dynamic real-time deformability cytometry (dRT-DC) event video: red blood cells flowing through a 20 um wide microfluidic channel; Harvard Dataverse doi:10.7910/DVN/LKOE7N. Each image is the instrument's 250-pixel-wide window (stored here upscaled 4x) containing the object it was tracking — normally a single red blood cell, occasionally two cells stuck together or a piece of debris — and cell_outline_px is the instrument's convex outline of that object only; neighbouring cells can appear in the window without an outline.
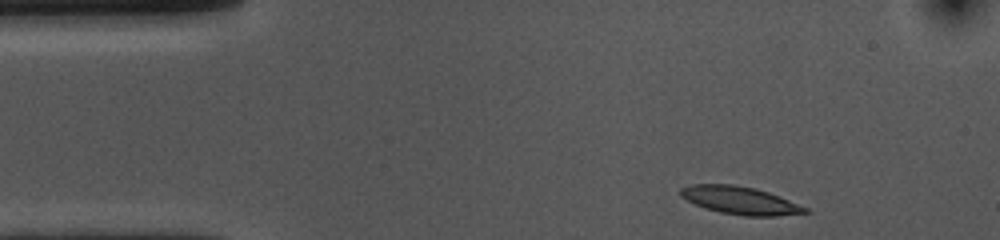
{"species": "common noctule bat (a hibernating species)", "species_latin": "Nyctalus noctula", "temperature_condition": "cold", "stored_images_in_passage": 38, "camera_frame_rate_fps": 3000, "um_per_image_px": 0.085, "animal": {"sex": "female", "body_mass_g": 10.0, "forearm_length_mm": 53.1}, "frame": {"image": 1, "passage_image": 1, "time_ms": 0.0, "image_size_px": [1000, 240], "cell_outline_px": [[808, 212], [776, 216], [744, 216], [720, 212], [704, 208], [680, 196], [680, 188], [688, 184], [732, 184], [756, 188], [768, 192], [808, 208]], "centroid_in_image_um": [62.86, 17.02], "position_along_channel_um": 22.1, "area_um2": 20.06}}
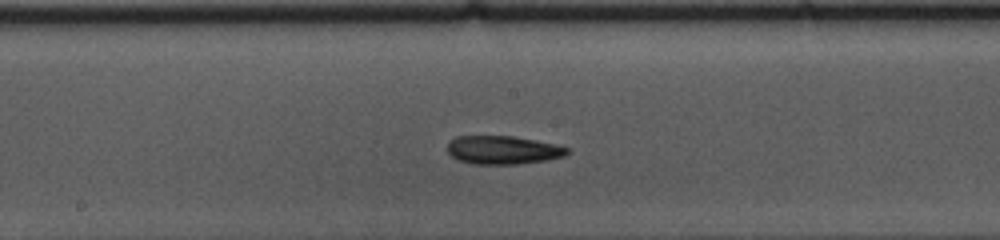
{"frame": {"image": 2, "passage_image": 21, "time_ms": 6.667, "image_size_px": [1000, 240], "cell_outline_px": [[568, 152], [564, 156], [544, 160], [520, 164], [472, 164], [456, 160], [448, 152], [448, 144], [456, 136], [512, 136], [536, 140], [568, 148]], "centroid_in_image_um": [42.7, 12.75], "position_along_channel_um": 205.5, "area_um2": 19.65}}
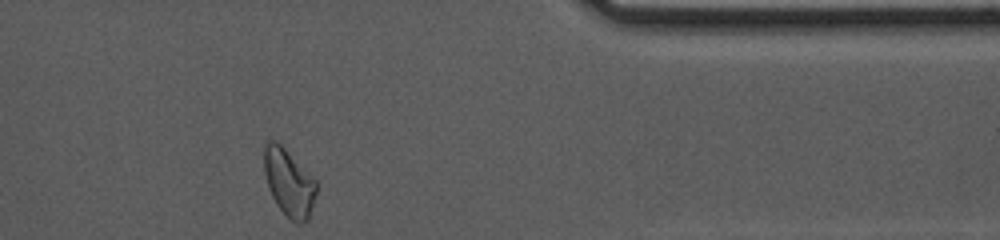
{"frame": {"image": 3, "passage_image": 38, "time_ms": 12.333, "image_size_px": [1000, 240], "cell_outline_px": [[316, 192], [308, 220], [304, 224], [296, 224], [280, 208], [272, 196], [268, 188], [264, 172], [264, 144], [268, 140], [276, 140], [316, 180]], "centroid_in_image_um": [24.55, 15.52], "position_along_channel_um": 386.9, "area_um2": 20.23}}